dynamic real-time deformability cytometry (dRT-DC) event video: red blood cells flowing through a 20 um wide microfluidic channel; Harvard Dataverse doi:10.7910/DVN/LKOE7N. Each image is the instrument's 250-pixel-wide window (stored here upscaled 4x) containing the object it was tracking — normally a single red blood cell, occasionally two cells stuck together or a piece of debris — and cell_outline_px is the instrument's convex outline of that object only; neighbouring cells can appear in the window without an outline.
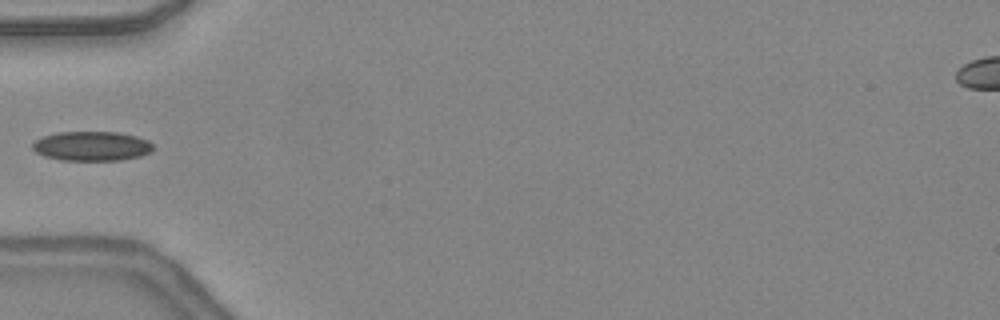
{"species": "common noctule bat (a hibernating species)", "species_latin": "Nyctalus noctula", "temperature_condition": "warm", "stored_images_in_passage": 32, "camera_frame_rate_fps": 3000, "um_per_image_px": 0.085, "animal": {"sex": "female", "body_mass_g": 24.6, "forearm_length_mm": 56.2}, "frame": {"image": 1, "passage_image": 1, "time_ms": 0.0, "image_size_px": [1000, 320], "cell_outline_px": [[152, 152], [140, 156], [120, 160], [60, 160], [44, 156], [36, 152], [32, 148], [32, 144], [36, 140], [44, 136], [56, 132], [116, 132], [136, 136], [148, 140], [152, 144]], "centroid_in_image_um": [7.79, 12.42], "position_along_channel_um": 77.2, "area_um2": 20.69}}
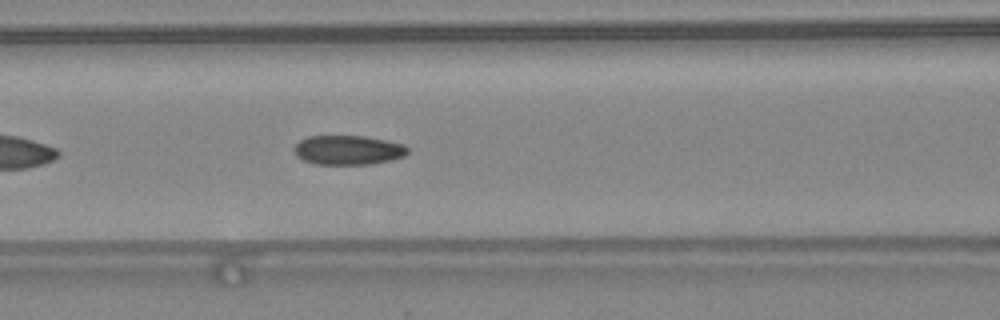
{"frame": {"image": 2, "passage_image": 5, "time_ms": 1.333, "image_size_px": [1000, 320], "cell_outline_px": [[408, 152], [404, 156], [392, 160], [372, 164], [316, 164], [304, 160], [296, 156], [292, 148], [300, 140], [308, 136], [364, 136], [404, 144], [408, 148]], "centroid_in_image_um": [29.58, 12.75], "position_along_channel_um": 137.0, "area_um2": 19.48}}